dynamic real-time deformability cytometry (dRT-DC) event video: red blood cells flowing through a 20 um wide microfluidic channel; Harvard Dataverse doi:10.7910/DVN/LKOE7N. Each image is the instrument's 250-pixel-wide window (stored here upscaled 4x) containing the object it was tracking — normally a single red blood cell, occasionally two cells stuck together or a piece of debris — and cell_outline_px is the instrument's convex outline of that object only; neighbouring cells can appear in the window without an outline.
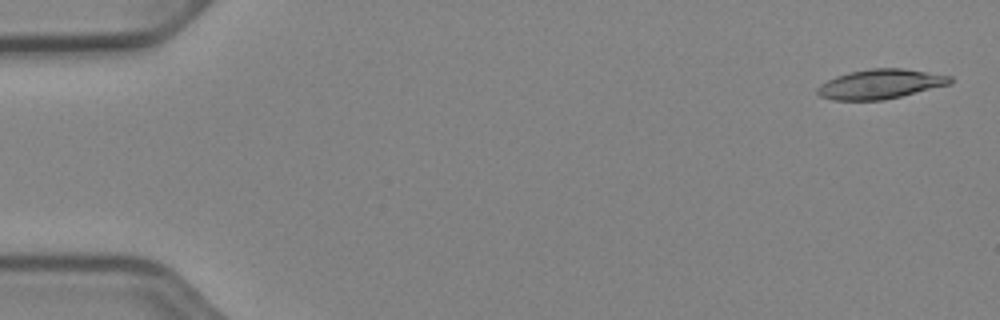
{"species": "Egyptian fruit bat (a non-hibernating species)", "species_latin": "Rousettus aegyptiacus", "temperature_condition": "cold", "stored_images_in_passage": 52, "camera_frame_rate_fps": 3000, "um_per_image_px": 0.085, "animal": {"sex": "female"}, "frame": {"image": 1, "passage_image": 2, "time_ms": 0.333, "image_size_px": [1000, 320], "cell_outline_px": [[952, 84], [884, 100], [832, 100], [820, 96], [816, 92], [816, 88], [820, 84], [836, 76], [848, 72], [872, 68], [900, 68], [952, 76]], "centroid_in_image_um": [74.82, 7.15], "position_along_channel_um": 10.2, "area_um2": 22.89}}
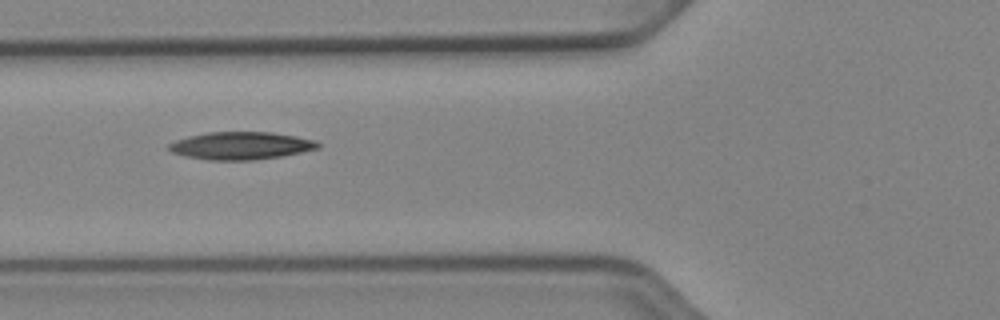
{"frame": {"image": 2, "passage_image": 20, "time_ms": 6.333, "image_size_px": [1000, 320], "cell_outline_px": [[320, 148], [280, 156], [252, 160], [208, 160], [184, 156], [172, 152], [168, 148], [168, 144], [176, 140], [188, 136], [208, 132], [272, 132], [296, 136], [316, 140], [320, 144]], "centroid_in_image_um": [20.47, 12.38], "position_along_channel_um": 105.3, "area_um2": 23.99}}
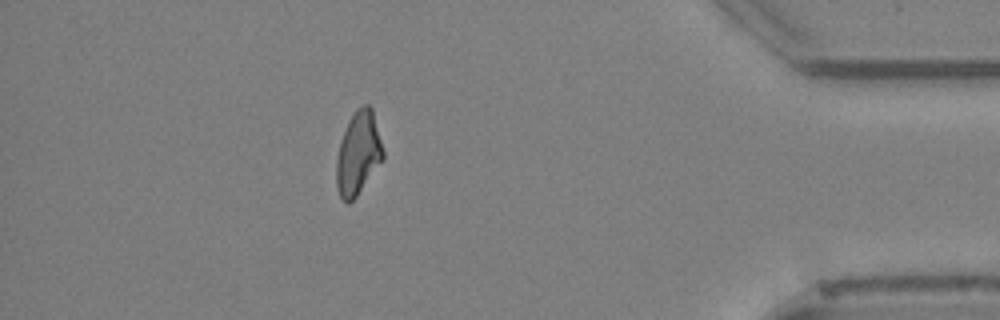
{"frame": {"image": 3, "passage_image": 46, "time_ms": 15.0, "image_size_px": [1000, 320], "cell_outline_px": [[384, 160], [356, 196], [348, 204], [340, 196], [336, 184], [336, 160], [340, 144], [348, 120], [356, 108], [364, 104], [368, 104], [372, 108], [384, 152]], "centroid_in_image_um": [30.46, 13.02], "position_along_channel_um": 404.7, "area_um2": 22.54}}